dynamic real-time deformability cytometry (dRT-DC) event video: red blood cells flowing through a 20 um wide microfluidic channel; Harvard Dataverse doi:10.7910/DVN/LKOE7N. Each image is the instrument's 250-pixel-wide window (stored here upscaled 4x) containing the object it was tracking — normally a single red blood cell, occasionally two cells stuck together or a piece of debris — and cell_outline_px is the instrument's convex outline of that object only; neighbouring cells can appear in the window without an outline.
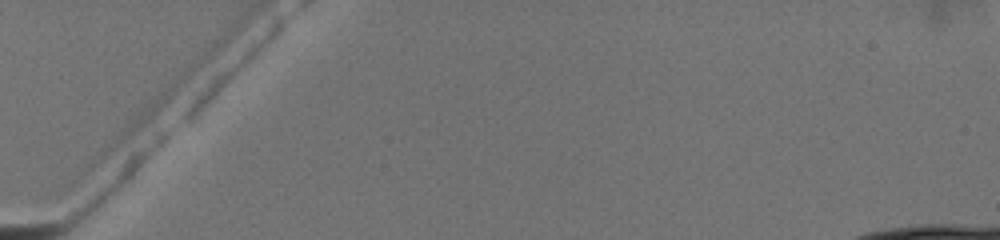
{"species": "common noctule bat (a hibernating species)", "species_latin": "Nyctalus noctula", "temperature_condition": "warm", "stored_images_in_passage": 3, "camera_frame_rate_fps": 3000, "um_per_image_px": 0.085, "animal": {"sex": "female", "body_mass_g": 19.5, "forearm_length_mm": 54.1}, "frame": {"image": 1, "passage_image": 1, "time_ms": 0.0, "image_size_px": [1000, 240], "cell_outline_px": [[200, 60], [176, 96], [148, 128], [76, 184], [72, 184], [72, 172], [76, 168], [180, 72], [196, 60]], "centroid_in_image_um": [11.38, 10.65], "position_along_channel_um": 73.6, "area_um2": 18.21}}